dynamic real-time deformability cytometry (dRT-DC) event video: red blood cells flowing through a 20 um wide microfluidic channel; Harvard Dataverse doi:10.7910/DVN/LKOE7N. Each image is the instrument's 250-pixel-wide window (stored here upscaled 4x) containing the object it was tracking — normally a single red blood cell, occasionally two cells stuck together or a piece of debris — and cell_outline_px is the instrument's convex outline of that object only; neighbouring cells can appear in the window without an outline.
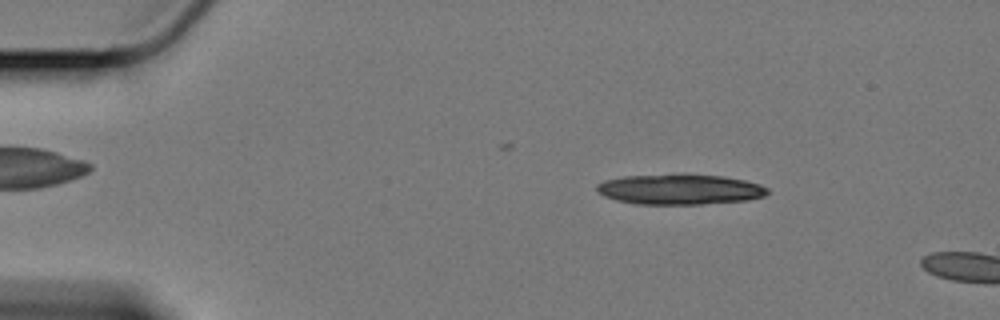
{"species": "Egyptian fruit bat (a non-hibernating species)", "species_latin": "Rousettus aegyptiacus", "temperature_condition": "cold", "stored_images_in_passage": 11, "camera_frame_rate_fps": 3000, "um_per_image_px": 0.085, "animal": {"sex": "female"}, "frame": {"image": 1, "passage_image": 8, "time_ms": 2.333, "image_size_px": [1000, 320], "cell_outline_px": [[768, 192], [764, 196], [748, 200], [700, 204], [636, 204], [616, 200], [604, 196], [596, 188], [596, 184], [604, 180], [624, 176], [724, 176], [744, 180], [760, 184], [768, 188]], "centroid_in_image_um": [57.79, 16.12], "position_along_channel_um": 27.2, "area_um2": 29.42}}